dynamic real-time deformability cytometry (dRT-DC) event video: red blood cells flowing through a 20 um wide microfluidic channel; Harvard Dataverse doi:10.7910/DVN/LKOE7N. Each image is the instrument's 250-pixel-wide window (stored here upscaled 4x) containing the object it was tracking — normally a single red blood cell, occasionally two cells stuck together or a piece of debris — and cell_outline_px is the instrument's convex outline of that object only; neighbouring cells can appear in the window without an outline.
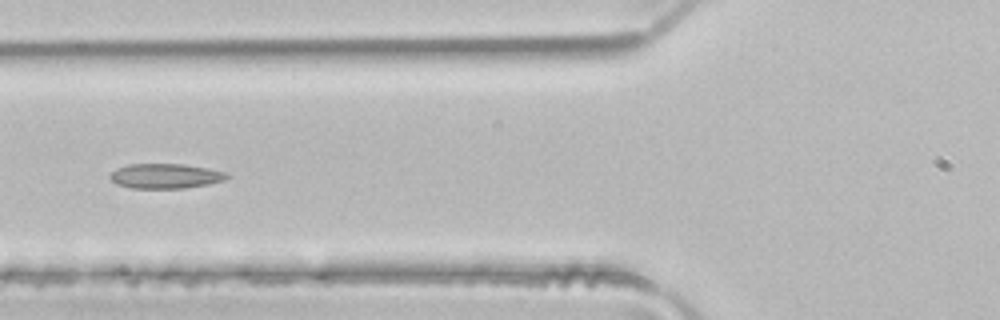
{"species": "common noctule bat (a hibernating species)", "species_latin": "Nyctalus noctula", "temperature_condition": "room temperature", "stored_images_in_passage": 4, "camera_frame_rate_fps": 3000, "um_per_image_px": 0.085, "animal": {"sex": "male", "body_mass_g": 21.5, "forearm_length_mm": 52.0}, "frame": {"image": 1, "passage_image": 4, "time_ms": 1.0, "image_size_px": [1000, 320], "cell_outline_px": [[228, 176], [224, 180], [208, 184], [184, 188], [132, 188], [116, 184], [108, 176], [116, 168], [128, 164], [184, 164], [208, 168], [228, 172]], "centroid_in_image_um": [14.05, 14.95], "position_along_channel_um": 111.7, "area_um2": 16.94}}